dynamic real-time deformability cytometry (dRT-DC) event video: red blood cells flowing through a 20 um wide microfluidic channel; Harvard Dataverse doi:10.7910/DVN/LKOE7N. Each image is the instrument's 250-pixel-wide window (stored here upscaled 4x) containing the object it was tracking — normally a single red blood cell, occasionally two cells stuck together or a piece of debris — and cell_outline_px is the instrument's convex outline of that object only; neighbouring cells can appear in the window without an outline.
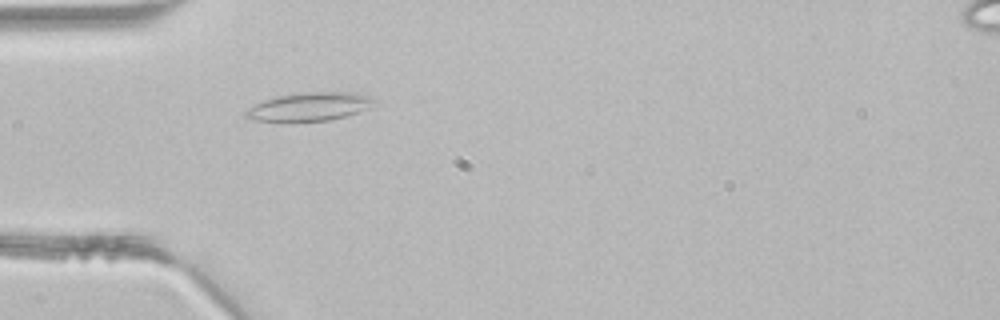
{"species": "common noctule bat (a hibernating species)", "species_latin": "Nyctalus noctula", "temperature_condition": "room temperature", "stored_images_in_passage": 3, "camera_frame_rate_fps": 3000, "um_per_image_px": 0.085, "animal": {"sex": "male", "body_mass_g": 21.5, "forearm_length_mm": 52.0}, "frame": {"image": 1, "passage_image": 3, "time_ms": 0.667, "image_size_px": [1000, 320], "cell_outline_px": [[376, 100], [368, 108], [360, 112], [328, 120], [296, 124], [284, 124], [252, 120], [244, 116], [244, 112], [248, 108], [264, 100], [276, 96], [304, 92], [356, 92], [372, 96]], "centroid_in_image_um": [26.25, 9.11], "position_along_channel_um": 58.8, "area_um2": 22.2}}